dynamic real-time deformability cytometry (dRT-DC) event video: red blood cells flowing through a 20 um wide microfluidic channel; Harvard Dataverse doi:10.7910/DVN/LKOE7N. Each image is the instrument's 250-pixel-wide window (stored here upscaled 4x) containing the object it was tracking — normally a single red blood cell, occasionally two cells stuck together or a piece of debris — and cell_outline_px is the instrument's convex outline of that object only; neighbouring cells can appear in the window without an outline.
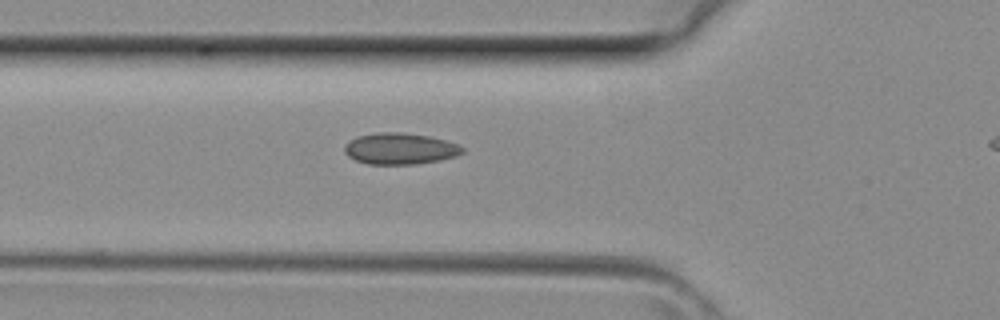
{"species": "common noctule bat (a hibernating species)", "species_latin": "Nyctalus noctula", "temperature_condition": "room temperature", "stored_images_in_passage": 5, "segment_of_instrument_passage": [1, 2], "camera_frame_rate_fps": 3000, "um_per_image_px": 0.085, "animal": {"sex": "female", "body_mass_g": 29.2, "forearm_length_mm": 56.3}, "frame": {"image": 1, "passage_image": 4, "time_ms": 1.0, "image_size_px": [1000, 320], "cell_outline_px": [[464, 152], [456, 156], [440, 160], [416, 164], [368, 164], [356, 160], [348, 156], [344, 152], [344, 144], [356, 136], [376, 132], [400, 132], [428, 136], [444, 140], [456, 144], [464, 148]], "centroid_in_image_um": [33.97, 12.63], "position_along_channel_um": 91.8, "area_um2": 21.56}}